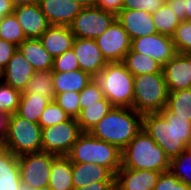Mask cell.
I'll use <instances>...</instances> for the list:
<instances>
[{
    "mask_svg": "<svg viewBox=\"0 0 191 190\" xmlns=\"http://www.w3.org/2000/svg\"><path fill=\"white\" fill-rule=\"evenodd\" d=\"M142 129L172 160L186 150L191 137V122L163 109L142 116Z\"/></svg>",
    "mask_w": 191,
    "mask_h": 190,
    "instance_id": "6da1fadb",
    "label": "cell"
},
{
    "mask_svg": "<svg viewBox=\"0 0 191 190\" xmlns=\"http://www.w3.org/2000/svg\"><path fill=\"white\" fill-rule=\"evenodd\" d=\"M142 116L133 108L113 107L89 133L122 151L142 130Z\"/></svg>",
    "mask_w": 191,
    "mask_h": 190,
    "instance_id": "7a4b0ae2",
    "label": "cell"
},
{
    "mask_svg": "<svg viewBox=\"0 0 191 190\" xmlns=\"http://www.w3.org/2000/svg\"><path fill=\"white\" fill-rule=\"evenodd\" d=\"M121 167L164 173L169 171L170 159L142 129L121 151Z\"/></svg>",
    "mask_w": 191,
    "mask_h": 190,
    "instance_id": "3957f363",
    "label": "cell"
},
{
    "mask_svg": "<svg viewBox=\"0 0 191 190\" xmlns=\"http://www.w3.org/2000/svg\"><path fill=\"white\" fill-rule=\"evenodd\" d=\"M67 157L72 163H96L106 167L113 175L121 168V150L89 132L80 135Z\"/></svg>",
    "mask_w": 191,
    "mask_h": 190,
    "instance_id": "277c9868",
    "label": "cell"
},
{
    "mask_svg": "<svg viewBox=\"0 0 191 190\" xmlns=\"http://www.w3.org/2000/svg\"><path fill=\"white\" fill-rule=\"evenodd\" d=\"M96 79L114 107L133 108L134 76L123 62H108Z\"/></svg>",
    "mask_w": 191,
    "mask_h": 190,
    "instance_id": "5b68a950",
    "label": "cell"
},
{
    "mask_svg": "<svg viewBox=\"0 0 191 190\" xmlns=\"http://www.w3.org/2000/svg\"><path fill=\"white\" fill-rule=\"evenodd\" d=\"M168 93L163 73L135 75L133 109L142 115L161 112Z\"/></svg>",
    "mask_w": 191,
    "mask_h": 190,
    "instance_id": "8992f818",
    "label": "cell"
},
{
    "mask_svg": "<svg viewBox=\"0 0 191 190\" xmlns=\"http://www.w3.org/2000/svg\"><path fill=\"white\" fill-rule=\"evenodd\" d=\"M42 128L20 117L17 113L11 114L8 133L1 147L11 151L17 157L42 151Z\"/></svg>",
    "mask_w": 191,
    "mask_h": 190,
    "instance_id": "52a82bcc",
    "label": "cell"
},
{
    "mask_svg": "<svg viewBox=\"0 0 191 190\" xmlns=\"http://www.w3.org/2000/svg\"><path fill=\"white\" fill-rule=\"evenodd\" d=\"M55 157L56 155L43 151L19 156L18 165L23 188L47 190L52 160Z\"/></svg>",
    "mask_w": 191,
    "mask_h": 190,
    "instance_id": "ba28073f",
    "label": "cell"
},
{
    "mask_svg": "<svg viewBox=\"0 0 191 190\" xmlns=\"http://www.w3.org/2000/svg\"><path fill=\"white\" fill-rule=\"evenodd\" d=\"M82 133L75 118L42 128V151L56 156H67Z\"/></svg>",
    "mask_w": 191,
    "mask_h": 190,
    "instance_id": "9c48e42d",
    "label": "cell"
},
{
    "mask_svg": "<svg viewBox=\"0 0 191 190\" xmlns=\"http://www.w3.org/2000/svg\"><path fill=\"white\" fill-rule=\"evenodd\" d=\"M116 19L112 13L96 6L83 8L69 26L75 38L95 40Z\"/></svg>",
    "mask_w": 191,
    "mask_h": 190,
    "instance_id": "30bf717a",
    "label": "cell"
},
{
    "mask_svg": "<svg viewBox=\"0 0 191 190\" xmlns=\"http://www.w3.org/2000/svg\"><path fill=\"white\" fill-rule=\"evenodd\" d=\"M95 41L107 62H122L131 49L129 35L116 19Z\"/></svg>",
    "mask_w": 191,
    "mask_h": 190,
    "instance_id": "8fae6325",
    "label": "cell"
},
{
    "mask_svg": "<svg viewBox=\"0 0 191 190\" xmlns=\"http://www.w3.org/2000/svg\"><path fill=\"white\" fill-rule=\"evenodd\" d=\"M131 49L148 55L162 66L177 54L172 38L159 33L131 40Z\"/></svg>",
    "mask_w": 191,
    "mask_h": 190,
    "instance_id": "7c38bea8",
    "label": "cell"
},
{
    "mask_svg": "<svg viewBox=\"0 0 191 190\" xmlns=\"http://www.w3.org/2000/svg\"><path fill=\"white\" fill-rule=\"evenodd\" d=\"M72 49L78 60L79 68L94 78L108 64L95 40L75 38Z\"/></svg>",
    "mask_w": 191,
    "mask_h": 190,
    "instance_id": "4fadbf2b",
    "label": "cell"
},
{
    "mask_svg": "<svg viewBox=\"0 0 191 190\" xmlns=\"http://www.w3.org/2000/svg\"><path fill=\"white\" fill-rule=\"evenodd\" d=\"M162 71L168 92L191 89V54L177 53Z\"/></svg>",
    "mask_w": 191,
    "mask_h": 190,
    "instance_id": "5bb4252c",
    "label": "cell"
},
{
    "mask_svg": "<svg viewBox=\"0 0 191 190\" xmlns=\"http://www.w3.org/2000/svg\"><path fill=\"white\" fill-rule=\"evenodd\" d=\"M13 14L22 27L26 39H39L50 26L38 3L14 6Z\"/></svg>",
    "mask_w": 191,
    "mask_h": 190,
    "instance_id": "9a60e30c",
    "label": "cell"
},
{
    "mask_svg": "<svg viewBox=\"0 0 191 190\" xmlns=\"http://www.w3.org/2000/svg\"><path fill=\"white\" fill-rule=\"evenodd\" d=\"M34 73L35 70L30 62L17 48L7 66L0 72V79L5 84L22 93L26 83L31 79Z\"/></svg>",
    "mask_w": 191,
    "mask_h": 190,
    "instance_id": "2e32d148",
    "label": "cell"
},
{
    "mask_svg": "<svg viewBox=\"0 0 191 190\" xmlns=\"http://www.w3.org/2000/svg\"><path fill=\"white\" fill-rule=\"evenodd\" d=\"M116 20L128 33L130 40L157 33L152 14L147 11L122 9Z\"/></svg>",
    "mask_w": 191,
    "mask_h": 190,
    "instance_id": "e0dca14e",
    "label": "cell"
},
{
    "mask_svg": "<svg viewBox=\"0 0 191 190\" xmlns=\"http://www.w3.org/2000/svg\"><path fill=\"white\" fill-rule=\"evenodd\" d=\"M38 5L50 25L68 27L83 9L73 0H39Z\"/></svg>",
    "mask_w": 191,
    "mask_h": 190,
    "instance_id": "ac0fdd59",
    "label": "cell"
},
{
    "mask_svg": "<svg viewBox=\"0 0 191 190\" xmlns=\"http://www.w3.org/2000/svg\"><path fill=\"white\" fill-rule=\"evenodd\" d=\"M160 172L121 167L115 174L116 190H153Z\"/></svg>",
    "mask_w": 191,
    "mask_h": 190,
    "instance_id": "d6986e66",
    "label": "cell"
},
{
    "mask_svg": "<svg viewBox=\"0 0 191 190\" xmlns=\"http://www.w3.org/2000/svg\"><path fill=\"white\" fill-rule=\"evenodd\" d=\"M39 39L44 49L55 58L72 49L75 36L68 26L50 25Z\"/></svg>",
    "mask_w": 191,
    "mask_h": 190,
    "instance_id": "ffe728a7",
    "label": "cell"
},
{
    "mask_svg": "<svg viewBox=\"0 0 191 190\" xmlns=\"http://www.w3.org/2000/svg\"><path fill=\"white\" fill-rule=\"evenodd\" d=\"M18 157L0 146V190H22Z\"/></svg>",
    "mask_w": 191,
    "mask_h": 190,
    "instance_id": "44dd1931",
    "label": "cell"
},
{
    "mask_svg": "<svg viewBox=\"0 0 191 190\" xmlns=\"http://www.w3.org/2000/svg\"><path fill=\"white\" fill-rule=\"evenodd\" d=\"M112 176L106 167L96 163H72V183L75 188L108 181Z\"/></svg>",
    "mask_w": 191,
    "mask_h": 190,
    "instance_id": "7402d4cb",
    "label": "cell"
},
{
    "mask_svg": "<svg viewBox=\"0 0 191 190\" xmlns=\"http://www.w3.org/2000/svg\"><path fill=\"white\" fill-rule=\"evenodd\" d=\"M18 49L30 62L35 71H51L53 57L44 49L40 39H25Z\"/></svg>",
    "mask_w": 191,
    "mask_h": 190,
    "instance_id": "603a6c76",
    "label": "cell"
},
{
    "mask_svg": "<svg viewBox=\"0 0 191 190\" xmlns=\"http://www.w3.org/2000/svg\"><path fill=\"white\" fill-rule=\"evenodd\" d=\"M48 190H72V162L67 156L52 160Z\"/></svg>",
    "mask_w": 191,
    "mask_h": 190,
    "instance_id": "cb8c5ba5",
    "label": "cell"
},
{
    "mask_svg": "<svg viewBox=\"0 0 191 190\" xmlns=\"http://www.w3.org/2000/svg\"><path fill=\"white\" fill-rule=\"evenodd\" d=\"M93 78L81 69L70 72H53L55 94L67 91L80 92Z\"/></svg>",
    "mask_w": 191,
    "mask_h": 190,
    "instance_id": "d4e9b609",
    "label": "cell"
},
{
    "mask_svg": "<svg viewBox=\"0 0 191 190\" xmlns=\"http://www.w3.org/2000/svg\"><path fill=\"white\" fill-rule=\"evenodd\" d=\"M133 75L163 73V66L153 58L130 49L122 61Z\"/></svg>",
    "mask_w": 191,
    "mask_h": 190,
    "instance_id": "484cf974",
    "label": "cell"
},
{
    "mask_svg": "<svg viewBox=\"0 0 191 190\" xmlns=\"http://www.w3.org/2000/svg\"><path fill=\"white\" fill-rule=\"evenodd\" d=\"M49 102L50 101L41 94L22 93L17 114L30 122L38 123L42 112Z\"/></svg>",
    "mask_w": 191,
    "mask_h": 190,
    "instance_id": "4316f807",
    "label": "cell"
},
{
    "mask_svg": "<svg viewBox=\"0 0 191 190\" xmlns=\"http://www.w3.org/2000/svg\"><path fill=\"white\" fill-rule=\"evenodd\" d=\"M113 107L106 98L100 100L99 104L87 105L77 118L81 130L89 132Z\"/></svg>",
    "mask_w": 191,
    "mask_h": 190,
    "instance_id": "83f0119b",
    "label": "cell"
},
{
    "mask_svg": "<svg viewBox=\"0 0 191 190\" xmlns=\"http://www.w3.org/2000/svg\"><path fill=\"white\" fill-rule=\"evenodd\" d=\"M22 93H38L53 102L55 97L53 71H35Z\"/></svg>",
    "mask_w": 191,
    "mask_h": 190,
    "instance_id": "f1b7e54d",
    "label": "cell"
},
{
    "mask_svg": "<svg viewBox=\"0 0 191 190\" xmlns=\"http://www.w3.org/2000/svg\"><path fill=\"white\" fill-rule=\"evenodd\" d=\"M165 109L191 122V89L169 92Z\"/></svg>",
    "mask_w": 191,
    "mask_h": 190,
    "instance_id": "f546056e",
    "label": "cell"
},
{
    "mask_svg": "<svg viewBox=\"0 0 191 190\" xmlns=\"http://www.w3.org/2000/svg\"><path fill=\"white\" fill-rule=\"evenodd\" d=\"M157 33L172 37L181 20L167 3L152 13Z\"/></svg>",
    "mask_w": 191,
    "mask_h": 190,
    "instance_id": "4dcf8cb0",
    "label": "cell"
},
{
    "mask_svg": "<svg viewBox=\"0 0 191 190\" xmlns=\"http://www.w3.org/2000/svg\"><path fill=\"white\" fill-rule=\"evenodd\" d=\"M0 39L19 46L25 39L22 27L14 14L4 16L0 21Z\"/></svg>",
    "mask_w": 191,
    "mask_h": 190,
    "instance_id": "1f68e13d",
    "label": "cell"
},
{
    "mask_svg": "<svg viewBox=\"0 0 191 190\" xmlns=\"http://www.w3.org/2000/svg\"><path fill=\"white\" fill-rule=\"evenodd\" d=\"M169 171L180 181L191 186V153L185 150L170 160Z\"/></svg>",
    "mask_w": 191,
    "mask_h": 190,
    "instance_id": "d6a6232c",
    "label": "cell"
},
{
    "mask_svg": "<svg viewBox=\"0 0 191 190\" xmlns=\"http://www.w3.org/2000/svg\"><path fill=\"white\" fill-rule=\"evenodd\" d=\"M21 94L0 80V112L8 115L17 113Z\"/></svg>",
    "mask_w": 191,
    "mask_h": 190,
    "instance_id": "836d02e7",
    "label": "cell"
},
{
    "mask_svg": "<svg viewBox=\"0 0 191 190\" xmlns=\"http://www.w3.org/2000/svg\"><path fill=\"white\" fill-rule=\"evenodd\" d=\"M171 38L177 53L191 54V21H181Z\"/></svg>",
    "mask_w": 191,
    "mask_h": 190,
    "instance_id": "e575fe53",
    "label": "cell"
},
{
    "mask_svg": "<svg viewBox=\"0 0 191 190\" xmlns=\"http://www.w3.org/2000/svg\"><path fill=\"white\" fill-rule=\"evenodd\" d=\"M70 119V116L55 102H49L42 112L38 124L41 128L54 126Z\"/></svg>",
    "mask_w": 191,
    "mask_h": 190,
    "instance_id": "d590c367",
    "label": "cell"
},
{
    "mask_svg": "<svg viewBox=\"0 0 191 190\" xmlns=\"http://www.w3.org/2000/svg\"><path fill=\"white\" fill-rule=\"evenodd\" d=\"M54 101L70 116L77 119L81 113L79 92L67 91L55 94Z\"/></svg>",
    "mask_w": 191,
    "mask_h": 190,
    "instance_id": "8d00e7d4",
    "label": "cell"
},
{
    "mask_svg": "<svg viewBox=\"0 0 191 190\" xmlns=\"http://www.w3.org/2000/svg\"><path fill=\"white\" fill-rule=\"evenodd\" d=\"M104 92L101 89L100 83L96 78H93L80 92L79 104L80 109H84L87 105L99 104L103 100Z\"/></svg>",
    "mask_w": 191,
    "mask_h": 190,
    "instance_id": "74e56055",
    "label": "cell"
},
{
    "mask_svg": "<svg viewBox=\"0 0 191 190\" xmlns=\"http://www.w3.org/2000/svg\"><path fill=\"white\" fill-rule=\"evenodd\" d=\"M78 69H80L78 60L74 54L73 49H70L53 59V66L51 71L70 72Z\"/></svg>",
    "mask_w": 191,
    "mask_h": 190,
    "instance_id": "f35d334b",
    "label": "cell"
},
{
    "mask_svg": "<svg viewBox=\"0 0 191 190\" xmlns=\"http://www.w3.org/2000/svg\"><path fill=\"white\" fill-rule=\"evenodd\" d=\"M153 190H191V186H188L170 171H167L160 174Z\"/></svg>",
    "mask_w": 191,
    "mask_h": 190,
    "instance_id": "ab89813d",
    "label": "cell"
},
{
    "mask_svg": "<svg viewBox=\"0 0 191 190\" xmlns=\"http://www.w3.org/2000/svg\"><path fill=\"white\" fill-rule=\"evenodd\" d=\"M165 3L166 0H124L123 9H137L138 11H147L152 14Z\"/></svg>",
    "mask_w": 191,
    "mask_h": 190,
    "instance_id": "60d3db41",
    "label": "cell"
},
{
    "mask_svg": "<svg viewBox=\"0 0 191 190\" xmlns=\"http://www.w3.org/2000/svg\"><path fill=\"white\" fill-rule=\"evenodd\" d=\"M18 46L0 39V72L7 66Z\"/></svg>",
    "mask_w": 191,
    "mask_h": 190,
    "instance_id": "b9f144b4",
    "label": "cell"
},
{
    "mask_svg": "<svg viewBox=\"0 0 191 190\" xmlns=\"http://www.w3.org/2000/svg\"><path fill=\"white\" fill-rule=\"evenodd\" d=\"M124 0H96V7L114 14L115 16L123 9Z\"/></svg>",
    "mask_w": 191,
    "mask_h": 190,
    "instance_id": "7bdbcfd3",
    "label": "cell"
},
{
    "mask_svg": "<svg viewBox=\"0 0 191 190\" xmlns=\"http://www.w3.org/2000/svg\"><path fill=\"white\" fill-rule=\"evenodd\" d=\"M72 190H116L115 175H113L108 181L93 182L87 186H82Z\"/></svg>",
    "mask_w": 191,
    "mask_h": 190,
    "instance_id": "ee69618b",
    "label": "cell"
},
{
    "mask_svg": "<svg viewBox=\"0 0 191 190\" xmlns=\"http://www.w3.org/2000/svg\"><path fill=\"white\" fill-rule=\"evenodd\" d=\"M169 7L174 10L176 16L181 20H186L185 3L187 0H166Z\"/></svg>",
    "mask_w": 191,
    "mask_h": 190,
    "instance_id": "f6af8a7d",
    "label": "cell"
},
{
    "mask_svg": "<svg viewBox=\"0 0 191 190\" xmlns=\"http://www.w3.org/2000/svg\"><path fill=\"white\" fill-rule=\"evenodd\" d=\"M10 115L0 112V145L3 143L8 133Z\"/></svg>",
    "mask_w": 191,
    "mask_h": 190,
    "instance_id": "bcb514c9",
    "label": "cell"
},
{
    "mask_svg": "<svg viewBox=\"0 0 191 190\" xmlns=\"http://www.w3.org/2000/svg\"><path fill=\"white\" fill-rule=\"evenodd\" d=\"M14 5L11 0H0V21L4 16L13 14Z\"/></svg>",
    "mask_w": 191,
    "mask_h": 190,
    "instance_id": "7dc6e473",
    "label": "cell"
},
{
    "mask_svg": "<svg viewBox=\"0 0 191 190\" xmlns=\"http://www.w3.org/2000/svg\"><path fill=\"white\" fill-rule=\"evenodd\" d=\"M73 1L81 5L83 8L93 7L96 5V0H73Z\"/></svg>",
    "mask_w": 191,
    "mask_h": 190,
    "instance_id": "c3c4849f",
    "label": "cell"
},
{
    "mask_svg": "<svg viewBox=\"0 0 191 190\" xmlns=\"http://www.w3.org/2000/svg\"><path fill=\"white\" fill-rule=\"evenodd\" d=\"M39 0H11L14 6L37 4Z\"/></svg>",
    "mask_w": 191,
    "mask_h": 190,
    "instance_id": "681fc988",
    "label": "cell"
},
{
    "mask_svg": "<svg viewBox=\"0 0 191 190\" xmlns=\"http://www.w3.org/2000/svg\"><path fill=\"white\" fill-rule=\"evenodd\" d=\"M185 12H186V20L191 21V0H187V3H185Z\"/></svg>",
    "mask_w": 191,
    "mask_h": 190,
    "instance_id": "f907efd6",
    "label": "cell"
},
{
    "mask_svg": "<svg viewBox=\"0 0 191 190\" xmlns=\"http://www.w3.org/2000/svg\"><path fill=\"white\" fill-rule=\"evenodd\" d=\"M186 150L191 153V137L187 143Z\"/></svg>",
    "mask_w": 191,
    "mask_h": 190,
    "instance_id": "816d5d0a",
    "label": "cell"
}]
</instances>
